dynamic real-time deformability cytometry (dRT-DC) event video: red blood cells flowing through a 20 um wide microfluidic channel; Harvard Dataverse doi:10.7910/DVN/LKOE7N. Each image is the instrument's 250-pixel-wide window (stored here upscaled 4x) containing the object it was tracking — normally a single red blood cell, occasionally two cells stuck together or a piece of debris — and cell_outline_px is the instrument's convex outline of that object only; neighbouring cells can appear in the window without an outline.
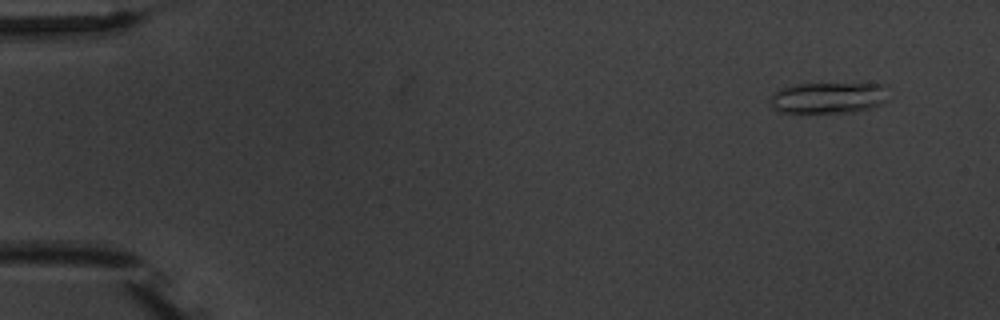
{"species": "common noctule bat (a hibernating species)", "species_latin": "Nyctalus noctula", "temperature_condition": "warm", "stored_images_in_passage": 5, "camera_frame_rate_fps": 3000, "um_per_image_px": 0.085, "animal": {"sex": "male", "body_mass_g": 20.1, "forearm_length_mm": 53.5}, "frame": {"image": 1, "passage_image": 5, "time_ms": 5.333, "image_size_px": [1000, 320], "cell_outline_px": [[888, 100], [880, 104], [868, 108], [852, 112], [780, 112], [772, 108], [772, 96], [780, 88], [800, 84], [884, 84]], "centroid_in_image_um": [70.42, 8.31], "position_along_channel_um": 14.6, "area_um2": 21.04}}